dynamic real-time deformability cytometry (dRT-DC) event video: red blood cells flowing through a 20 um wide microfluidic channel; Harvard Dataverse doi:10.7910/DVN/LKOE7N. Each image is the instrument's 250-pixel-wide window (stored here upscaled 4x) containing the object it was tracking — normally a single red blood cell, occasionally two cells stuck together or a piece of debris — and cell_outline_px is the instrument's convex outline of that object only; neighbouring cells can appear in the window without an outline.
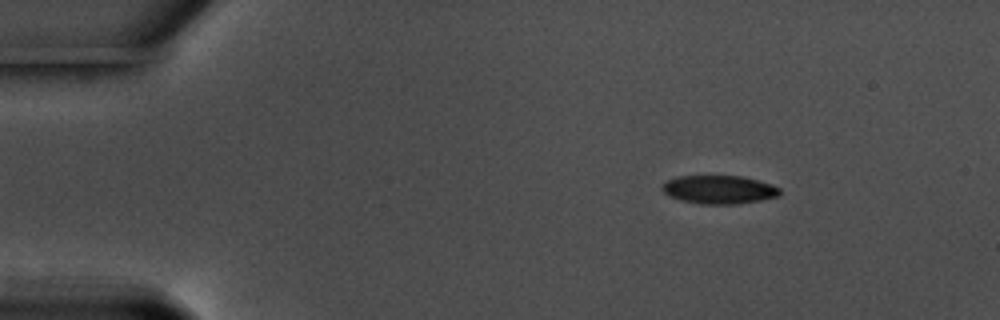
{"species": "common noctule bat (a hibernating species)", "species_latin": "Nyctalus noctula", "temperature_condition": "warm", "stored_images_in_passage": 50, "camera_frame_rate_fps": 3000, "um_per_image_px": 0.085, "animal": {"sex": "male", "body_mass_g": 17.5, "forearm_length_mm": 52.3}, "frame": {"image": 1, "passage_image": 1, "time_ms": 0.0, "image_size_px": [1000, 320], "cell_outline_px": [[780, 196], [760, 200], [736, 204], [700, 204], [680, 200], [668, 196], [660, 188], [668, 180], [680, 176], [744, 176], [772, 184], [780, 188]], "centroid_in_image_um": [61.14, 16.12], "position_along_channel_um": 23.9, "area_um2": 19.54}}
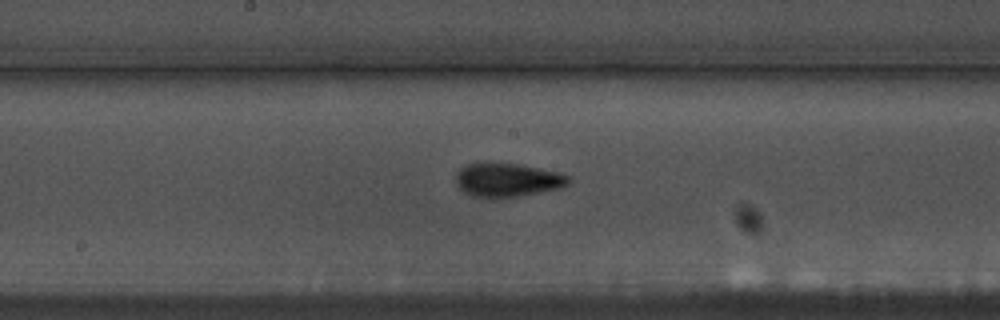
{"frame": {"image": 2, "passage_image": 23, "time_ms": 7.333, "image_size_px": [1000, 320], "cell_outline_px": [[572, 180], [568, 184], [560, 188], [516, 196], [472, 196], [464, 192], [456, 184], [456, 176], [460, 168], [468, 164], [520, 164], [560, 172], [572, 176]], "centroid_in_image_um": [43.2, 15.28], "position_along_channel_um": 205.0, "area_um2": 21.62}}
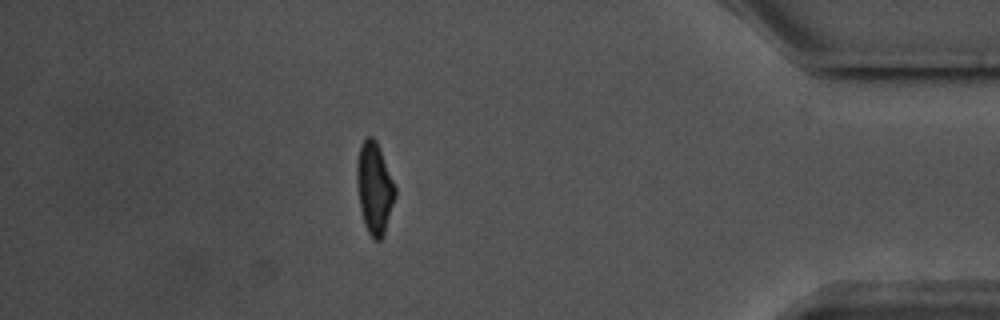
{"frame": {"image": 3, "passage_image": 43, "time_ms": 14.0, "image_size_px": [1000, 320], "cell_outline_px": [[396, 196], [384, 232], [380, 240], [372, 240], [364, 224], [360, 208], [356, 180], [356, 164], [360, 144], [368, 136], [372, 136], [376, 140], [380, 148], [396, 188]], "centroid_in_image_um": [31.81, 15.97], "position_along_channel_um": 403.4, "area_um2": 20.46}, "authors_computed_cell_mechanics": {"area_um2": 20.4612, "velocity_mm_per_s": 3.583, "shape_relaxation_time_tau1_ms": 3.79, "shape_relaxation_time_tau2_ms": 1.9873, "deformation_change_tau1": 0.1365, "deformation_change_tau2": 0.0905}}